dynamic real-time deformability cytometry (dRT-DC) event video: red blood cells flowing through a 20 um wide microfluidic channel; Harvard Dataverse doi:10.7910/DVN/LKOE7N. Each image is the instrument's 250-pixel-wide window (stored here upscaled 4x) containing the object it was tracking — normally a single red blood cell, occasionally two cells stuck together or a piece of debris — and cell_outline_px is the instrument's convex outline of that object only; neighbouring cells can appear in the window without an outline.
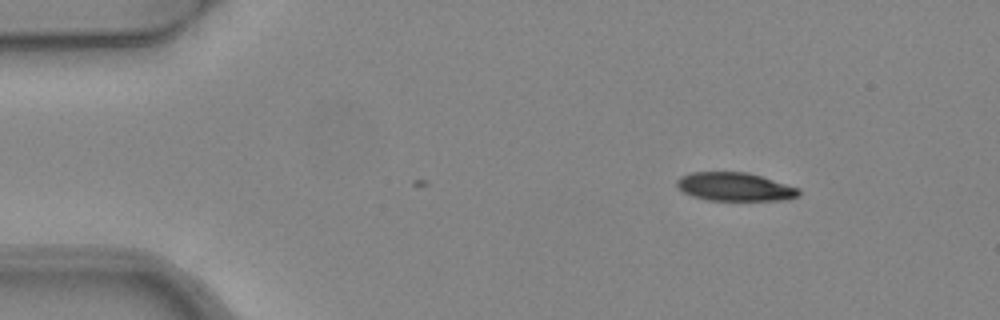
{"species": "common noctule bat (a hibernating species)", "species_latin": "Nyctalus noctula", "temperature_condition": "warm", "stored_images_in_passage": 2, "camera_frame_rate_fps": 3000, "um_per_image_px": 0.085, "animal": {"sex": "female", "body_mass_g": 24.6, "forearm_length_mm": 56.2}, "frame": {"image": 1, "passage_image": 1, "time_ms": 0.0, "image_size_px": [1000, 320], "cell_outline_px": [[800, 196], [784, 200], [708, 200], [692, 196], [684, 192], [676, 184], [676, 180], [680, 176], [692, 172], [748, 172], [800, 188]], "centroid_in_image_um": [62.48, 15.87], "position_along_channel_um": 22.5, "area_um2": 20.23}}